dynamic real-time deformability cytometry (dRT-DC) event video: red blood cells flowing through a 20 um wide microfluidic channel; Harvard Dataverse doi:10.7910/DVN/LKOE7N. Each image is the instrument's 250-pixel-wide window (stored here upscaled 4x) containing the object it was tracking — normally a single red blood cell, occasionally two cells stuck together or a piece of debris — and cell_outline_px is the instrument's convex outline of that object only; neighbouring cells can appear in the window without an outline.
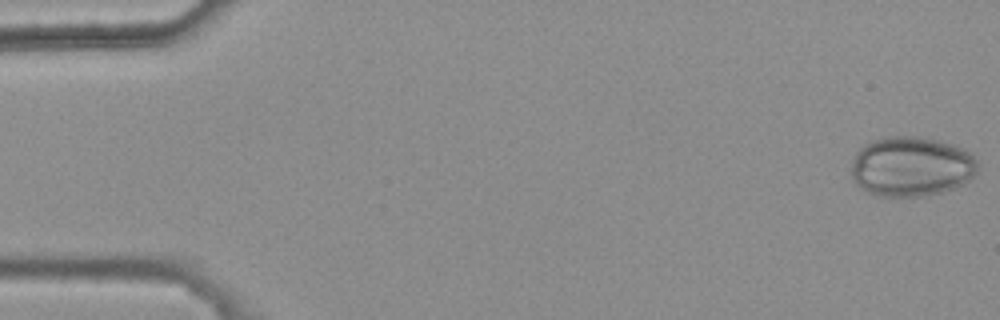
{"species": "common noctule bat (a hibernating species)", "species_latin": "Nyctalus noctula", "temperature_condition": "warm", "stored_images_in_passage": 5, "camera_frame_rate_fps": 3000, "um_per_image_px": 0.085, "animal": {"sex": "female", "body_mass_g": 25.1}, "frame": {"image": 1, "passage_image": 1, "time_ms": 0.0, "image_size_px": [1000, 320], "cell_outline_px": [[976, 172], [964, 184], [956, 188], [924, 196], [880, 196], [868, 192], [860, 188], [856, 184], [852, 176], [852, 160], [856, 152], [864, 144], [872, 140], [884, 136], [920, 136], [940, 140], [964, 148], [976, 160]], "centroid_in_image_um": [77.44, 14.14], "position_along_channel_um": 7.6, "area_um2": 44.39}}